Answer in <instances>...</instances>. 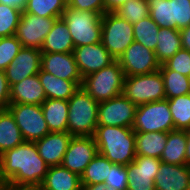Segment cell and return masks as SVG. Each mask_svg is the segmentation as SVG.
<instances>
[{
    "mask_svg": "<svg viewBox=\"0 0 190 190\" xmlns=\"http://www.w3.org/2000/svg\"><path fill=\"white\" fill-rule=\"evenodd\" d=\"M48 168L35 142L24 141L0 155V182L16 189H38Z\"/></svg>",
    "mask_w": 190,
    "mask_h": 190,
    "instance_id": "obj_1",
    "label": "cell"
},
{
    "mask_svg": "<svg viewBox=\"0 0 190 190\" xmlns=\"http://www.w3.org/2000/svg\"><path fill=\"white\" fill-rule=\"evenodd\" d=\"M93 138L98 153L113 164L126 166L136 158V136L132 128L98 125Z\"/></svg>",
    "mask_w": 190,
    "mask_h": 190,
    "instance_id": "obj_2",
    "label": "cell"
},
{
    "mask_svg": "<svg viewBox=\"0 0 190 190\" xmlns=\"http://www.w3.org/2000/svg\"><path fill=\"white\" fill-rule=\"evenodd\" d=\"M98 105L80 87L68 100L67 132L72 136H93L98 126Z\"/></svg>",
    "mask_w": 190,
    "mask_h": 190,
    "instance_id": "obj_3",
    "label": "cell"
},
{
    "mask_svg": "<svg viewBox=\"0 0 190 190\" xmlns=\"http://www.w3.org/2000/svg\"><path fill=\"white\" fill-rule=\"evenodd\" d=\"M125 74L118 60L100 71L83 77L81 87L97 102L117 97L123 92Z\"/></svg>",
    "mask_w": 190,
    "mask_h": 190,
    "instance_id": "obj_4",
    "label": "cell"
},
{
    "mask_svg": "<svg viewBox=\"0 0 190 190\" xmlns=\"http://www.w3.org/2000/svg\"><path fill=\"white\" fill-rule=\"evenodd\" d=\"M101 14L76 10L68 5L61 18L65 21L75 47L101 42Z\"/></svg>",
    "mask_w": 190,
    "mask_h": 190,
    "instance_id": "obj_5",
    "label": "cell"
},
{
    "mask_svg": "<svg viewBox=\"0 0 190 190\" xmlns=\"http://www.w3.org/2000/svg\"><path fill=\"white\" fill-rule=\"evenodd\" d=\"M122 94L136 106L166 99L161 72L125 77Z\"/></svg>",
    "mask_w": 190,
    "mask_h": 190,
    "instance_id": "obj_6",
    "label": "cell"
},
{
    "mask_svg": "<svg viewBox=\"0 0 190 190\" xmlns=\"http://www.w3.org/2000/svg\"><path fill=\"white\" fill-rule=\"evenodd\" d=\"M101 42L113 58L118 60L134 42L133 25L115 12L104 13L102 16Z\"/></svg>",
    "mask_w": 190,
    "mask_h": 190,
    "instance_id": "obj_7",
    "label": "cell"
},
{
    "mask_svg": "<svg viewBox=\"0 0 190 190\" xmlns=\"http://www.w3.org/2000/svg\"><path fill=\"white\" fill-rule=\"evenodd\" d=\"M132 129L134 132L166 133L174 130L168 100L164 99L137 106Z\"/></svg>",
    "mask_w": 190,
    "mask_h": 190,
    "instance_id": "obj_8",
    "label": "cell"
},
{
    "mask_svg": "<svg viewBox=\"0 0 190 190\" xmlns=\"http://www.w3.org/2000/svg\"><path fill=\"white\" fill-rule=\"evenodd\" d=\"M7 109L15 119L24 141L35 142L50 132L41 105L10 103Z\"/></svg>",
    "mask_w": 190,
    "mask_h": 190,
    "instance_id": "obj_9",
    "label": "cell"
},
{
    "mask_svg": "<svg viewBox=\"0 0 190 190\" xmlns=\"http://www.w3.org/2000/svg\"><path fill=\"white\" fill-rule=\"evenodd\" d=\"M137 106L123 94L99 102L98 125L132 128Z\"/></svg>",
    "mask_w": 190,
    "mask_h": 190,
    "instance_id": "obj_10",
    "label": "cell"
},
{
    "mask_svg": "<svg viewBox=\"0 0 190 190\" xmlns=\"http://www.w3.org/2000/svg\"><path fill=\"white\" fill-rule=\"evenodd\" d=\"M57 19L22 12L15 36L22 47L41 50L45 37L51 31Z\"/></svg>",
    "mask_w": 190,
    "mask_h": 190,
    "instance_id": "obj_11",
    "label": "cell"
},
{
    "mask_svg": "<svg viewBox=\"0 0 190 190\" xmlns=\"http://www.w3.org/2000/svg\"><path fill=\"white\" fill-rule=\"evenodd\" d=\"M118 62L124 71L125 77L152 73L161 67L155 51L136 41L124 51Z\"/></svg>",
    "mask_w": 190,
    "mask_h": 190,
    "instance_id": "obj_12",
    "label": "cell"
},
{
    "mask_svg": "<svg viewBox=\"0 0 190 190\" xmlns=\"http://www.w3.org/2000/svg\"><path fill=\"white\" fill-rule=\"evenodd\" d=\"M98 153L93 136H73L61 166L81 176Z\"/></svg>",
    "mask_w": 190,
    "mask_h": 190,
    "instance_id": "obj_13",
    "label": "cell"
},
{
    "mask_svg": "<svg viewBox=\"0 0 190 190\" xmlns=\"http://www.w3.org/2000/svg\"><path fill=\"white\" fill-rule=\"evenodd\" d=\"M161 160L149 156H136L126 165L127 190H155L154 180L158 174Z\"/></svg>",
    "mask_w": 190,
    "mask_h": 190,
    "instance_id": "obj_14",
    "label": "cell"
},
{
    "mask_svg": "<svg viewBox=\"0 0 190 190\" xmlns=\"http://www.w3.org/2000/svg\"><path fill=\"white\" fill-rule=\"evenodd\" d=\"M39 49L22 47L13 61L4 70L9 86L21 82L27 77L37 75L41 69Z\"/></svg>",
    "mask_w": 190,
    "mask_h": 190,
    "instance_id": "obj_15",
    "label": "cell"
},
{
    "mask_svg": "<svg viewBox=\"0 0 190 190\" xmlns=\"http://www.w3.org/2000/svg\"><path fill=\"white\" fill-rule=\"evenodd\" d=\"M73 54L82 77L100 71L115 61L102 42L75 47Z\"/></svg>",
    "mask_w": 190,
    "mask_h": 190,
    "instance_id": "obj_16",
    "label": "cell"
},
{
    "mask_svg": "<svg viewBox=\"0 0 190 190\" xmlns=\"http://www.w3.org/2000/svg\"><path fill=\"white\" fill-rule=\"evenodd\" d=\"M41 69L63 80L83 81L73 53H42Z\"/></svg>",
    "mask_w": 190,
    "mask_h": 190,
    "instance_id": "obj_17",
    "label": "cell"
},
{
    "mask_svg": "<svg viewBox=\"0 0 190 190\" xmlns=\"http://www.w3.org/2000/svg\"><path fill=\"white\" fill-rule=\"evenodd\" d=\"M72 137L68 132H49L35 141L38 154L49 167L59 166Z\"/></svg>",
    "mask_w": 190,
    "mask_h": 190,
    "instance_id": "obj_18",
    "label": "cell"
},
{
    "mask_svg": "<svg viewBox=\"0 0 190 190\" xmlns=\"http://www.w3.org/2000/svg\"><path fill=\"white\" fill-rule=\"evenodd\" d=\"M190 183V165H172L161 162L154 180L155 190H187Z\"/></svg>",
    "mask_w": 190,
    "mask_h": 190,
    "instance_id": "obj_19",
    "label": "cell"
},
{
    "mask_svg": "<svg viewBox=\"0 0 190 190\" xmlns=\"http://www.w3.org/2000/svg\"><path fill=\"white\" fill-rule=\"evenodd\" d=\"M46 99L38 74L10 87V103L42 105Z\"/></svg>",
    "mask_w": 190,
    "mask_h": 190,
    "instance_id": "obj_20",
    "label": "cell"
},
{
    "mask_svg": "<svg viewBox=\"0 0 190 190\" xmlns=\"http://www.w3.org/2000/svg\"><path fill=\"white\" fill-rule=\"evenodd\" d=\"M38 190H82L81 177L61 165L51 166Z\"/></svg>",
    "mask_w": 190,
    "mask_h": 190,
    "instance_id": "obj_21",
    "label": "cell"
},
{
    "mask_svg": "<svg viewBox=\"0 0 190 190\" xmlns=\"http://www.w3.org/2000/svg\"><path fill=\"white\" fill-rule=\"evenodd\" d=\"M75 46L65 21L58 18L44 39L42 53H73Z\"/></svg>",
    "mask_w": 190,
    "mask_h": 190,
    "instance_id": "obj_22",
    "label": "cell"
},
{
    "mask_svg": "<svg viewBox=\"0 0 190 190\" xmlns=\"http://www.w3.org/2000/svg\"><path fill=\"white\" fill-rule=\"evenodd\" d=\"M47 99L69 100L81 87L82 81H68L40 69L38 73Z\"/></svg>",
    "mask_w": 190,
    "mask_h": 190,
    "instance_id": "obj_23",
    "label": "cell"
},
{
    "mask_svg": "<svg viewBox=\"0 0 190 190\" xmlns=\"http://www.w3.org/2000/svg\"><path fill=\"white\" fill-rule=\"evenodd\" d=\"M41 107L50 132H67L68 100L46 99Z\"/></svg>",
    "mask_w": 190,
    "mask_h": 190,
    "instance_id": "obj_24",
    "label": "cell"
},
{
    "mask_svg": "<svg viewBox=\"0 0 190 190\" xmlns=\"http://www.w3.org/2000/svg\"><path fill=\"white\" fill-rule=\"evenodd\" d=\"M186 135L184 130H171L167 133L165 149L160 157L161 162L172 165L186 164Z\"/></svg>",
    "mask_w": 190,
    "mask_h": 190,
    "instance_id": "obj_25",
    "label": "cell"
},
{
    "mask_svg": "<svg viewBox=\"0 0 190 190\" xmlns=\"http://www.w3.org/2000/svg\"><path fill=\"white\" fill-rule=\"evenodd\" d=\"M136 156L160 159L167 142L166 132H135Z\"/></svg>",
    "mask_w": 190,
    "mask_h": 190,
    "instance_id": "obj_26",
    "label": "cell"
},
{
    "mask_svg": "<svg viewBox=\"0 0 190 190\" xmlns=\"http://www.w3.org/2000/svg\"><path fill=\"white\" fill-rule=\"evenodd\" d=\"M23 142L21 131L10 111L0 110V155Z\"/></svg>",
    "mask_w": 190,
    "mask_h": 190,
    "instance_id": "obj_27",
    "label": "cell"
},
{
    "mask_svg": "<svg viewBox=\"0 0 190 190\" xmlns=\"http://www.w3.org/2000/svg\"><path fill=\"white\" fill-rule=\"evenodd\" d=\"M181 48L180 30L160 28L158 43L155 49V54L160 64L165 63L169 58L173 57Z\"/></svg>",
    "mask_w": 190,
    "mask_h": 190,
    "instance_id": "obj_28",
    "label": "cell"
},
{
    "mask_svg": "<svg viewBox=\"0 0 190 190\" xmlns=\"http://www.w3.org/2000/svg\"><path fill=\"white\" fill-rule=\"evenodd\" d=\"M159 71L164 80L166 99L190 93V77L169 70L164 64H161Z\"/></svg>",
    "mask_w": 190,
    "mask_h": 190,
    "instance_id": "obj_29",
    "label": "cell"
},
{
    "mask_svg": "<svg viewBox=\"0 0 190 190\" xmlns=\"http://www.w3.org/2000/svg\"><path fill=\"white\" fill-rule=\"evenodd\" d=\"M67 5L65 0H27L23 13L39 17L61 18Z\"/></svg>",
    "mask_w": 190,
    "mask_h": 190,
    "instance_id": "obj_30",
    "label": "cell"
},
{
    "mask_svg": "<svg viewBox=\"0 0 190 190\" xmlns=\"http://www.w3.org/2000/svg\"><path fill=\"white\" fill-rule=\"evenodd\" d=\"M113 163L106 157L97 153L93 160L86 166L81 177L82 185H93L105 183L106 177L109 175V170Z\"/></svg>",
    "mask_w": 190,
    "mask_h": 190,
    "instance_id": "obj_31",
    "label": "cell"
},
{
    "mask_svg": "<svg viewBox=\"0 0 190 190\" xmlns=\"http://www.w3.org/2000/svg\"><path fill=\"white\" fill-rule=\"evenodd\" d=\"M168 100L169 109L173 118L174 129L187 130L190 128V93Z\"/></svg>",
    "mask_w": 190,
    "mask_h": 190,
    "instance_id": "obj_32",
    "label": "cell"
},
{
    "mask_svg": "<svg viewBox=\"0 0 190 190\" xmlns=\"http://www.w3.org/2000/svg\"><path fill=\"white\" fill-rule=\"evenodd\" d=\"M134 41L142 44L146 48L155 51L158 43V33L160 28L150 16L133 24Z\"/></svg>",
    "mask_w": 190,
    "mask_h": 190,
    "instance_id": "obj_33",
    "label": "cell"
},
{
    "mask_svg": "<svg viewBox=\"0 0 190 190\" xmlns=\"http://www.w3.org/2000/svg\"><path fill=\"white\" fill-rule=\"evenodd\" d=\"M114 12L132 25L145 19L150 13L147 0H127Z\"/></svg>",
    "mask_w": 190,
    "mask_h": 190,
    "instance_id": "obj_34",
    "label": "cell"
},
{
    "mask_svg": "<svg viewBox=\"0 0 190 190\" xmlns=\"http://www.w3.org/2000/svg\"><path fill=\"white\" fill-rule=\"evenodd\" d=\"M22 12L17 7L0 3V37L15 35Z\"/></svg>",
    "mask_w": 190,
    "mask_h": 190,
    "instance_id": "obj_35",
    "label": "cell"
},
{
    "mask_svg": "<svg viewBox=\"0 0 190 190\" xmlns=\"http://www.w3.org/2000/svg\"><path fill=\"white\" fill-rule=\"evenodd\" d=\"M171 28L180 30L190 25V0H170Z\"/></svg>",
    "mask_w": 190,
    "mask_h": 190,
    "instance_id": "obj_36",
    "label": "cell"
},
{
    "mask_svg": "<svg viewBox=\"0 0 190 190\" xmlns=\"http://www.w3.org/2000/svg\"><path fill=\"white\" fill-rule=\"evenodd\" d=\"M149 16L159 28H171L170 0H147Z\"/></svg>",
    "mask_w": 190,
    "mask_h": 190,
    "instance_id": "obj_37",
    "label": "cell"
},
{
    "mask_svg": "<svg viewBox=\"0 0 190 190\" xmlns=\"http://www.w3.org/2000/svg\"><path fill=\"white\" fill-rule=\"evenodd\" d=\"M21 49L22 44L15 35L0 37V71L6 69Z\"/></svg>",
    "mask_w": 190,
    "mask_h": 190,
    "instance_id": "obj_38",
    "label": "cell"
},
{
    "mask_svg": "<svg viewBox=\"0 0 190 190\" xmlns=\"http://www.w3.org/2000/svg\"><path fill=\"white\" fill-rule=\"evenodd\" d=\"M169 70L190 77V51L181 48L173 57L163 63Z\"/></svg>",
    "mask_w": 190,
    "mask_h": 190,
    "instance_id": "obj_39",
    "label": "cell"
},
{
    "mask_svg": "<svg viewBox=\"0 0 190 190\" xmlns=\"http://www.w3.org/2000/svg\"><path fill=\"white\" fill-rule=\"evenodd\" d=\"M127 170L125 165L113 164L106 177L105 185L113 186L117 190H127Z\"/></svg>",
    "mask_w": 190,
    "mask_h": 190,
    "instance_id": "obj_40",
    "label": "cell"
},
{
    "mask_svg": "<svg viewBox=\"0 0 190 190\" xmlns=\"http://www.w3.org/2000/svg\"><path fill=\"white\" fill-rule=\"evenodd\" d=\"M68 6L79 11L88 10L101 15L105 13L104 0H70Z\"/></svg>",
    "mask_w": 190,
    "mask_h": 190,
    "instance_id": "obj_41",
    "label": "cell"
},
{
    "mask_svg": "<svg viewBox=\"0 0 190 190\" xmlns=\"http://www.w3.org/2000/svg\"><path fill=\"white\" fill-rule=\"evenodd\" d=\"M10 105V86L4 71H0V110Z\"/></svg>",
    "mask_w": 190,
    "mask_h": 190,
    "instance_id": "obj_42",
    "label": "cell"
},
{
    "mask_svg": "<svg viewBox=\"0 0 190 190\" xmlns=\"http://www.w3.org/2000/svg\"><path fill=\"white\" fill-rule=\"evenodd\" d=\"M181 46L190 51V25L180 29Z\"/></svg>",
    "mask_w": 190,
    "mask_h": 190,
    "instance_id": "obj_43",
    "label": "cell"
},
{
    "mask_svg": "<svg viewBox=\"0 0 190 190\" xmlns=\"http://www.w3.org/2000/svg\"><path fill=\"white\" fill-rule=\"evenodd\" d=\"M127 0H104L105 13L114 12L120 6H122Z\"/></svg>",
    "mask_w": 190,
    "mask_h": 190,
    "instance_id": "obj_44",
    "label": "cell"
},
{
    "mask_svg": "<svg viewBox=\"0 0 190 190\" xmlns=\"http://www.w3.org/2000/svg\"><path fill=\"white\" fill-rule=\"evenodd\" d=\"M82 190H117L113 186H106L105 183L93 185H82Z\"/></svg>",
    "mask_w": 190,
    "mask_h": 190,
    "instance_id": "obj_45",
    "label": "cell"
},
{
    "mask_svg": "<svg viewBox=\"0 0 190 190\" xmlns=\"http://www.w3.org/2000/svg\"><path fill=\"white\" fill-rule=\"evenodd\" d=\"M0 3L17 7L23 11L26 6L27 0H0Z\"/></svg>",
    "mask_w": 190,
    "mask_h": 190,
    "instance_id": "obj_46",
    "label": "cell"
},
{
    "mask_svg": "<svg viewBox=\"0 0 190 190\" xmlns=\"http://www.w3.org/2000/svg\"><path fill=\"white\" fill-rule=\"evenodd\" d=\"M187 145H186V164L190 165V128L185 130Z\"/></svg>",
    "mask_w": 190,
    "mask_h": 190,
    "instance_id": "obj_47",
    "label": "cell"
},
{
    "mask_svg": "<svg viewBox=\"0 0 190 190\" xmlns=\"http://www.w3.org/2000/svg\"><path fill=\"white\" fill-rule=\"evenodd\" d=\"M0 190H38V189H16L3 185V187Z\"/></svg>",
    "mask_w": 190,
    "mask_h": 190,
    "instance_id": "obj_48",
    "label": "cell"
}]
</instances>
